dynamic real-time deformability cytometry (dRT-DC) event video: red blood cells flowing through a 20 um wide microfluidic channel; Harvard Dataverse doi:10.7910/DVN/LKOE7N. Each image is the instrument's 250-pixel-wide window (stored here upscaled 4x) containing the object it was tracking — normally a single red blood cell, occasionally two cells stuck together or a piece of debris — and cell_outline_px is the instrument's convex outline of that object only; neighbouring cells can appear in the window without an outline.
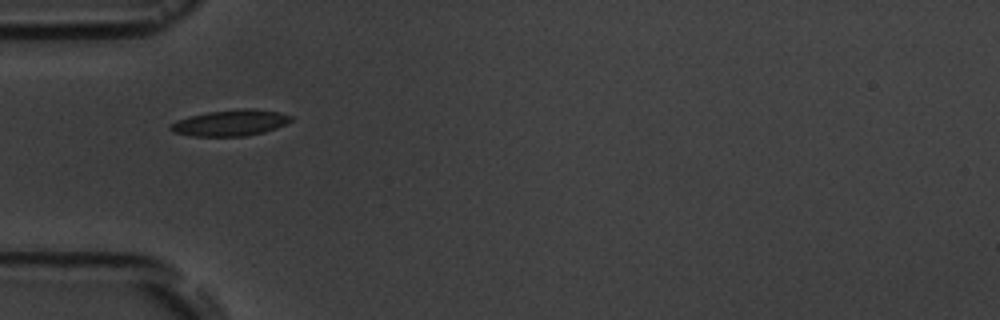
{"species": "common noctule bat (a hibernating species)", "species_latin": "Nyctalus noctula", "temperature_condition": "room temperature", "stored_images_in_passage": 11, "camera_frame_rate_fps": 3000, "um_per_image_px": 0.085, "animal": {"sex": "male", "body_mass_g": 19.5, "forearm_length_mm": 54.6}, "frame": {"image": 1, "passage_image": 5, "time_ms": 5.333, "image_size_px": [1000, 320], "cell_outline_px": [[292, 120], [276, 128], [264, 132], [244, 136], [192, 136], [172, 132], [168, 128], [168, 124], [192, 116], [208, 112], [244, 108], [256, 108], [276, 112], [292, 116]], "centroid_in_image_um": [19.57, 10.44], "position_along_channel_um": 65.4, "area_um2": 18.15}}
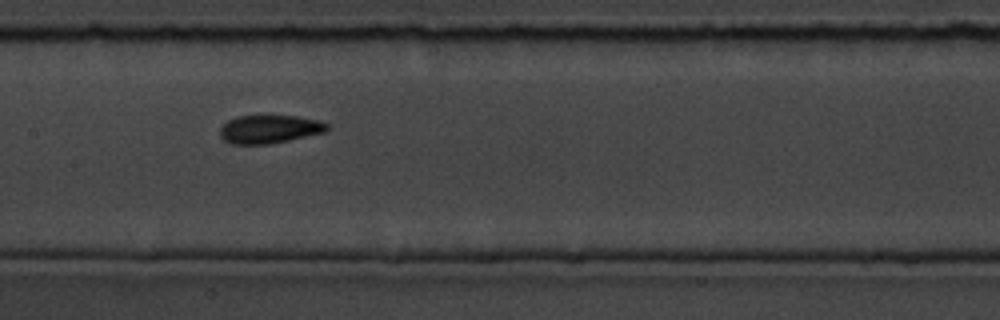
{"frame": {"image": 2, "passage_image": 8, "time_ms": 8.667, "image_size_px": [1000, 320], "cell_outline_px": [[328, 128], [324, 132], [288, 140], [268, 144], [232, 144], [224, 140], [220, 136], [220, 128], [228, 120], [236, 116], [296, 116], [320, 120], [328, 124]], "centroid_in_image_um": [22.88, 10.97], "position_along_channel_um": 184.5, "area_um2": 17.51}}
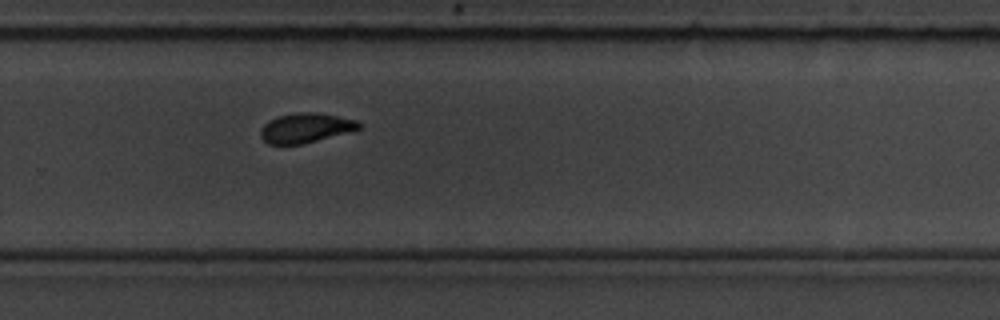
{"frame": {"image": 3, "passage_image": 11, "time_ms": 12.0, "image_size_px": [1000, 320], "cell_outline_px": [[360, 128], [316, 140], [300, 144], [268, 144], [260, 136], [260, 128], [268, 120], [276, 116], [296, 112], [320, 112], [356, 120], [360, 124]], "centroid_in_image_um": [25.91, 10.84], "position_along_channel_um": 303.9, "area_um2": 16.82}}